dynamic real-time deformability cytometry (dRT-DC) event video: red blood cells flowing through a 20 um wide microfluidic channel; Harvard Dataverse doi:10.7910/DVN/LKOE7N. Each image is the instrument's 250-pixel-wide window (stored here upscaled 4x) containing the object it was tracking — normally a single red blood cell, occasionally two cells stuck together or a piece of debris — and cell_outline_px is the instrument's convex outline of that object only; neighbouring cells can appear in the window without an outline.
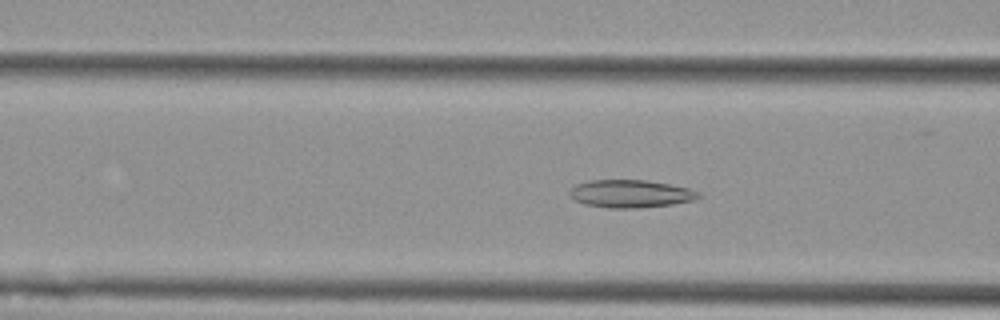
{"species": "Egyptian fruit bat (a non-hibernating species)", "species_latin": "Rousettus aegyptiacus", "temperature_condition": "cold", "stored_images_in_passage": 39, "camera_frame_rate_fps": 3000, "um_per_image_px": 0.085, "animal": {"sex": "female"}, "frame": {"image": 1, "passage_image": 4, "time_ms": 1.0, "image_size_px": [1000, 320], "cell_outline_px": [[700, 196], [692, 200], [672, 204], [640, 208], [608, 208], [584, 204], [576, 200], [568, 192], [576, 184], [588, 180], [648, 180], [688, 188], [700, 192]], "centroid_in_image_um": [53.58, 16.46], "position_along_channel_um": 113.0, "area_um2": 20.75}}
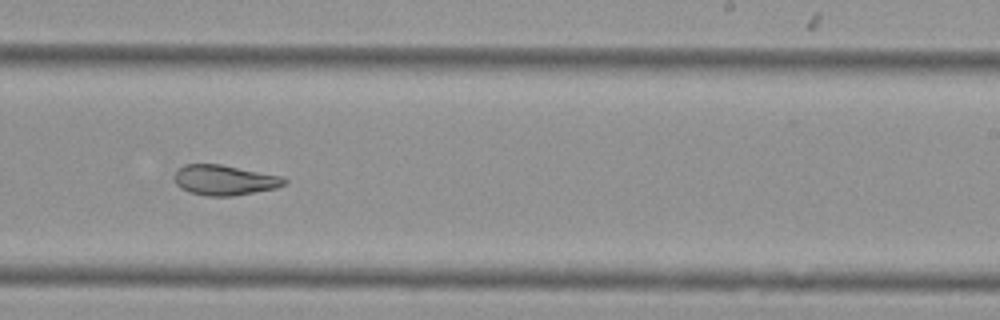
{"frame": {"image": 2, "passage_image": 17, "time_ms": 5.333, "image_size_px": [1000, 320], "cell_outline_px": [[288, 184], [276, 188], [232, 196], [204, 196], [188, 192], [180, 188], [176, 184], [172, 176], [184, 164], [220, 164], [284, 176], [288, 180]], "centroid_in_image_um": [19.1, 15.31], "position_along_channel_um": 269.9, "area_um2": 19.65}}
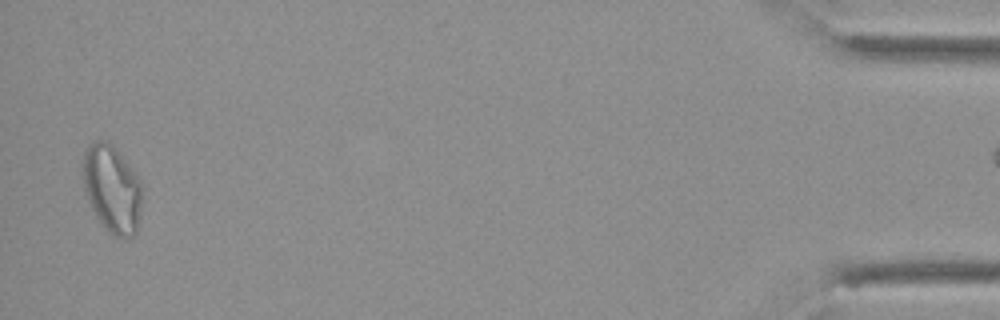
{"frame": {"image": 3, "passage_image": 37, "time_ms": 12.0, "image_size_px": [1000, 320], "cell_outline_px": [[140, 216], [136, 232], [128, 240], [120, 240], [112, 236], [100, 224], [92, 208], [84, 188], [84, 152], [96, 140], [108, 140], [116, 148], [132, 168], [140, 180]], "centroid_in_image_um": [9.54, 16.11], "position_along_channel_um": 425.7, "area_um2": 30.17}}